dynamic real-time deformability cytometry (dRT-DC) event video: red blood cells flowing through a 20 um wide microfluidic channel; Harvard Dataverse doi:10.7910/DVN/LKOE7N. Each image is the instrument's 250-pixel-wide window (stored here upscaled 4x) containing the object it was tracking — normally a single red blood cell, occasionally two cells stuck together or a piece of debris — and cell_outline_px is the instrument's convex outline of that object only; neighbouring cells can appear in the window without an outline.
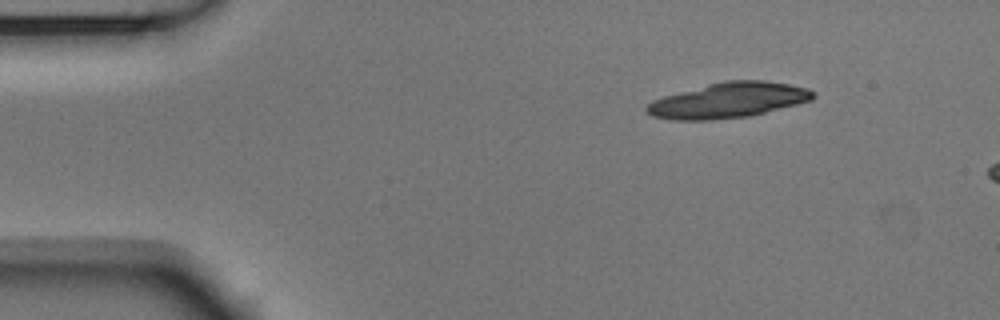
{"species": "Egyptian fruit bat (a non-hibernating species)", "species_latin": "Rousettus aegyptiacus", "temperature_condition": "room temperature", "stored_images_in_passage": 13, "camera_frame_rate_fps": 3000, "um_per_image_px": 0.085, "animal": {"sex": "male"}, "frame": {"image": 1, "passage_image": 1, "time_ms": 0.0, "image_size_px": [1000, 320], "cell_outline_px": [[816, 96], [812, 100], [748, 116], [712, 120], [676, 120], [652, 116], [644, 108], [652, 100], [664, 96], [708, 84], [724, 80], [764, 80], [788, 84], [808, 88]], "centroid_in_image_um": [61.9, 8.52], "position_along_channel_um": 23.1, "area_um2": 33.93}}